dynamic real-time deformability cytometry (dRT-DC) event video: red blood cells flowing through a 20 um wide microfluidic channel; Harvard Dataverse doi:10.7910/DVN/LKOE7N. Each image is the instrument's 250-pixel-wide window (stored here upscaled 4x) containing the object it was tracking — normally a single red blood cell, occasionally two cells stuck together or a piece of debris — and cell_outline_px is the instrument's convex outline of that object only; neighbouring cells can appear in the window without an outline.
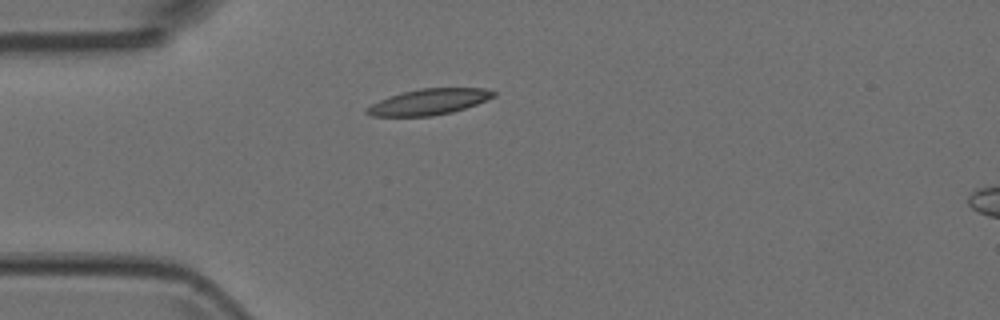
{"species": "Egyptian fruit bat (a non-hibernating species)", "species_latin": "Rousettus aegyptiacus", "temperature_condition": "room temperature", "stored_images_in_passage": 38, "camera_frame_rate_fps": 3000, "um_per_image_px": 0.085, "animal": {"sex": "female"}, "frame": {"image": 1, "passage_image": 1, "time_ms": 0.0, "image_size_px": [1000, 320], "cell_outline_px": [[496, 96], [476, 104], [452, 112], [432, 116], [372, 116], [364, 112], [372, 104], [380, 100], [404, 92], [420, 88], [484, 88], [496, 92]], "centroid_in_image_um": [36.49, 8.65], "position_along_channel_um": 48.5, "area_um2": 18.84}}
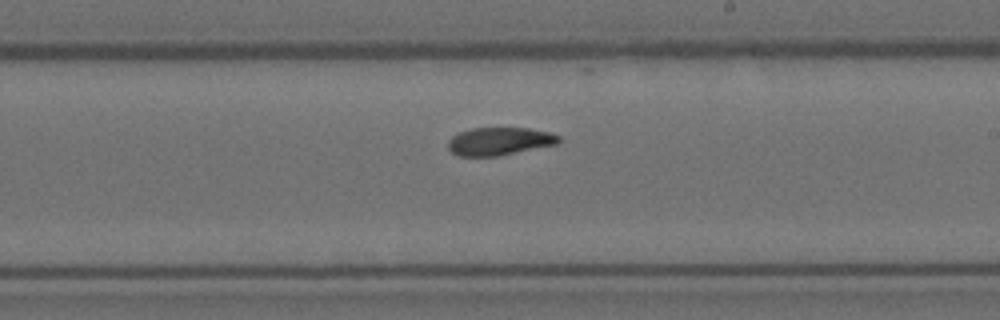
{"frame": {"image": 2, "passage_image": 17, "time_ms": 5.333, "image_size_px": [1000, 320], "cell_outline_px": [[560, 140], [556, 144], [496, 156], [460, 156], [452, 152], [448, 148], [448, 140], [452, 136], [460, 132], [472, 128], [528, 128], [548, 132], [560, 136]], "centroid_in_image_um": [42.42, 12.0], "position_along_channel_um": 246.6, "area_um2": 17.74}}
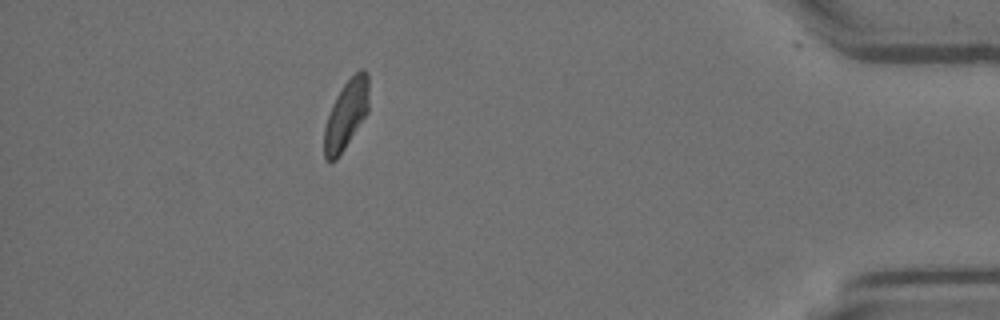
{"frame": {"image": 3, "passage_image": 33, "time_ms": 10.667, "image_size_px": [1000, 320], "cell_outline_px": [[368, 112], [336, 160], [324, 160], [324, 128], [332, 104], [336, 96], [344, 84], [360, 68], [364, 68], [368, 72]], "centroid_in_image_um": [29.42, 9.71], "position_along_channel_um": 405.8, "area_um2": 17.74}}